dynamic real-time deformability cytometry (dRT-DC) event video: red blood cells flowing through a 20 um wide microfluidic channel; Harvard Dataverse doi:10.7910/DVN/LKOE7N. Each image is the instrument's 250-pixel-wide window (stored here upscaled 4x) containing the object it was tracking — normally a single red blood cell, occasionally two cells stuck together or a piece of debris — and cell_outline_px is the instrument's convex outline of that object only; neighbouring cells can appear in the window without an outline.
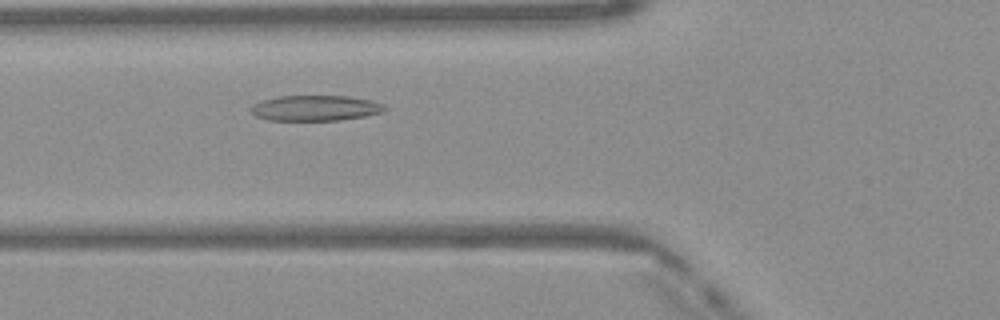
{"species": "Egyptian fruit bat (a non-hibernating species)", "species_latin": "Rousettus aegyptiacus", "temperature_condition": "warm", "stored_images_in_passage": 42, "camera_frame_rate_fps": 3000, "um_per_image_px": 0.085, "frame": {"image": 1, "passage_image": 11, "time_ms": 3.333, "image_size_px": [1000, 320], "cell_outline_px": [[388, 108], [384, 112], [364, 116], [340, 120], [268, 120], [256, 116], [248, 108], [252, 104], [264, 100], [280, 96], [348, 96], [372, 100], [384, 104]], "centroid_in_image_um": [26.83, 9.18], "position_along_channel_um": 99.0, "area_um2": 19.94}}
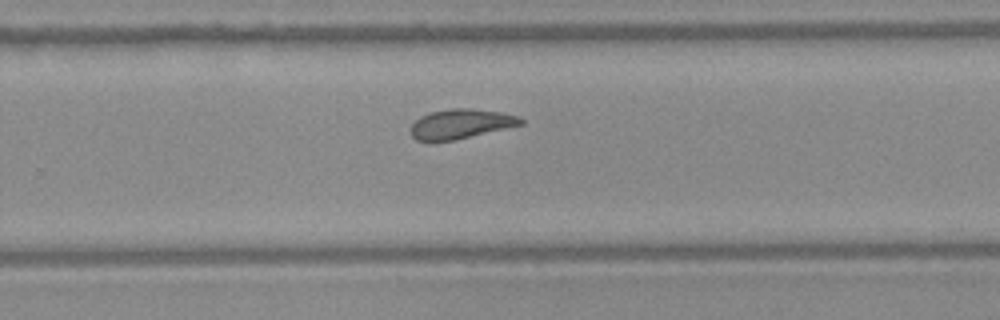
{"frame": {"image": 2, "passage_image": 25, "time_ms": 8.0, "image_size_px": [1000, 320], "cell_outline_px": [[524, 124], [456, 140], [416, 140], [412, 136], [412, 124], [420, 116], [432, 112], [452, 108], [468, 108], [500, 112], [516, 116], [524, 120]], "centroid_in_image_um": [39.19, 10.53], "position_along_channel_um": 290.6, "area_um2": 18.67}}
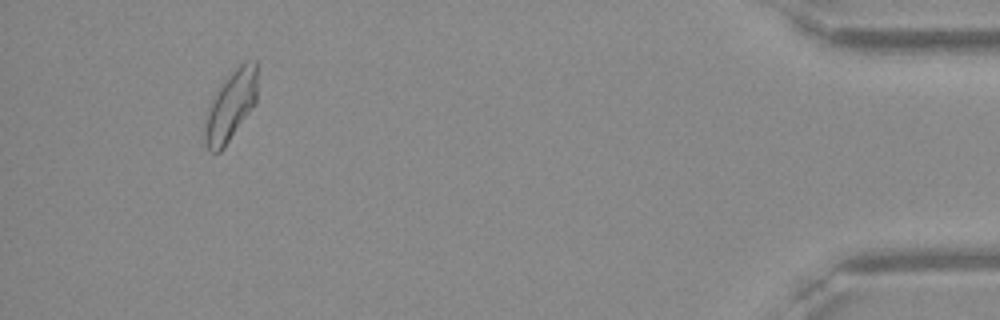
{"frame": {"image": 3, "passage_image": 39, "time_ms": 12.667, "image_size_px": [1000, 320], "cell_outline_px": [[256, 104], [224, 148], [220, 152], [208, 152], [204, 144], [204, 124], [208, 104], [212, 96], [220, 84], [244, 60], [256, 60]], "centroid_in_image_um": [19.57, 9.03], "position_along_channel_um": 415.6, "area_um2": 21.85}, "authors_computed_cell_mechanics": {"area_um2": 20.0566, "velocity_mm_per_s": 4.103, "shape_relaxation_time_tau1_ms": null, "shape_relaxation_time_tau2_ms": 2.7409, "deformation_change_tau1": null, "deformation_change_tau2": 0.1042}}